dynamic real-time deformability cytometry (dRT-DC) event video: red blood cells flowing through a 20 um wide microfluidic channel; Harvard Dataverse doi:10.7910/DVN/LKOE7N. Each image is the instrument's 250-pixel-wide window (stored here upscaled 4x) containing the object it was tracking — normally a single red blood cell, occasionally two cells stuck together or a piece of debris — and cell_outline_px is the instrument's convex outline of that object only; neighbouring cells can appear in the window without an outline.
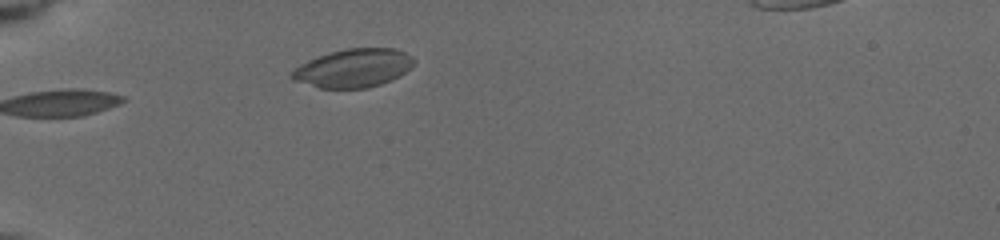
{"species": "common noctule bat (a hibernating species)", "species_latin": "Nyctalus noctula", "temperature_condition": "cold", "stored_images_in_passage": 3, "camera_frame_rate_fps": 3000, "um_per_image_px": 0.085, "animal": {"sex": "female", "body_mass_g": 19.5, "forearm_length_mm": 54.1}, "frame": {"image": 1, "passage_image": 3, "time_ms": 1.667, "image_size_px": [1000, 240], "cell_outline_px": [[416, 60], [400, 76], [392, 80], [368, 88], [320, 88], [292, 80], [288, 76], [300, 64], [308, 60], [328, 52], [344, 48], [396, 48], [412, 56]], "centroid_in_image_um": [30.02, 5.78], "position_along_channel_um": 55.0, "area_um2": 27.46}}